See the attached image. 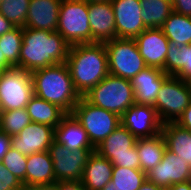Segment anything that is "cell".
<instances>
[{
    "instance_id": "1",
    "label": "cell",
    "mask_w": 191,
    "mask_h": 190,
    "mask_svg": "<svg viewBox=\"0 0 191 190\" xmlns=\"http://www.w3.org/2000/svg\"><path fill=\"white\" fill-rule=\"evenodd\" d=\"M70 45L57 32L23 27V41L19 55V68L33 72L64 63Z\"/></svg>"
},
{
    "instance_id": "2",
    "label": "cell",
    "mask_w": 191,
    "mask_h": 190,
    "mask_svg": "<svg viewBox=\"0 0 191 190\" xmlns=\"http://www.w3.org/2000/svg\"><path fill=\"white\" fill-rule=\"evenodd\" d=\"M66 64L76 91L85 96L109 74L105 43L71 45Z\"/></svg>"
},
{
    "instance_id": "3",
    "label": "cell",
    "mask_w": 191,
    "mask_h": 190,
    "mask_svg": "<svg viewBox=\"0 0 191 190\" xmlns=\"http://www.w3.org/2000/svg\"><path fill=\"white\" fill-rule=\"evenodd\" d=\"M34 95L72 113L81 96L76 91L66 62L31 72Z\"/></svg>"
},
{
    "instance_id": "4",
    "label": "cell",
    "mask_w": 191,
    "mask_h": 190,
    "mask_svg": "<svg viewBox=\"0 0 191 190\" xmlns=\"http://www.w3.org/2000/svg\"><path fill=\"white\" fill-rule=\"evenodd\" d=\"M89 103L122 116L135 104L134 89L131 80L108 74L85 96Z\"/></svg>"
},
{
    "instance_id": "5",
    "label": "cell",
    "mask_w": 191,
    "mask_h": 190,
    "mask_svg": "<svg viewBox=\"0 0 191 190\" xmlns=\"http://www.w3.org/2000/svg\"><path fill=\"white\" fill-rule=\"evenodd\" d=\"M56 31L70 46L91 43L88 3L83 0H62Z\"/></svg>"
},
{
    "instance_id": "6",
    "label": "cell",
    "mask_w": 191,
    "mask_h": 190,
    "mask_svg": "<svg viewBox=\"0 0 191 190\" xmlns=\"http://www.w3.org/2000/svg\"><path fill=\"white\" fill-rule=\"evenodd\" d=\"M72 114L80 122L95 148L121 124L120 116L92 105L84 97L80 98Z\"/></svg>"
},
{
    "instance_id": "7",
    "label": "cell",
    "mask_w": 191,
    "mask_h": 190,
    "mask_svg": "<svg viewBox=\"0 0 191 190\" xmlns=\"http://www.w3.org/2000/svg\"><path fill=\"white\" fill-rule=\"evenodd\" d=\"M109 74L131 80L146 66L134 39L115 38L105 42Z\"/></svg>"
},
{
    "instance_id": "8",
    "label": "cell",
    "mask_w": 191,
    "mask_h": 190,
    "mask_svg": "<svg viewBox=\"0 0 191 190\" xmlns=\"http://www.w3.org/2000/svg\"><path fill=\"white\" fill-rule=\"evenodd\" d=\"M34 96L31 72L12 67L0 76V111L26 108Z\"/></svg>"
},
{
    "instance_id": "9",
    "label": "cell",
    "mask_w": 191,
    "mask_h": 190,
    "mask_svg": "<svg viewBox=\"0 0 191 190\" xmlns=\"http://www.w3.org/2000/svg\"><path fill=\"white\" fill-rule=\"evenodd\" d=\"M136 141L137 138L120 124L95 148V151L108 159L113 166L140 169Z\"/></svg>"
},
{
    "instance_id": "10",
    "label": "cell",
    "mask_w": 191,
    "mask_h": 190,
    "mask_svg": "<svg viewBox=\"0 0 191 190\" xmlns=\"http://www.w3.org/2000/svg\"><path fill=\"white\" fill-rule=\"evenodd\" d=\"M191 103V95L184 80L169 76L162 84L154 104L162 124L177 122Z\"/></svg>"
},
{
    "instance_id": "11",
    "label": "cell",
    "mask_w": 191,
    "mask_h": 190,
    "mask_svg": "<svg viewBox=\"0 0 191 190\" xmlns=\"http://www.w3.org/2000/svg\"><path fill=\"white\" fill-rule=\"evenodd\" d=\"M95 149H80L71 151L54 141L48 152L53 161L55 181H81L83 170Z\"/></svg>"
},
{
    "instance_id": "12",
    "label": "cell",
    "mask_w": 191,
    "mask_h": 190,
    "mask_svg": "<svg viewBox=\"0 0 191 190\" xmlns=\"http://www.w3.org/2000/svg\"><path fill=\"white\" fill-rule=\"evenodd\" d=\"M121 124L137 139L150 138L161 133L162 122L156 109L150 105L133 104L120 117Z\"/></svg>"
},
{
    "instance_id": "13",
    "label": "cell",
    "mask_w": 191,
    "mask_h": 190,
    "mask_svg": "<svg viewBox=\"0 0 191 190\" xmlns=\"http://www.w3.org/2000/svg\"><path fill=\"white\" fill-rule=\"evenodd\" d=\"M147 179L162 188H167L191 181V168L187 161L166 149L161 162L147 173Z\"/></svg>"
},
{
    "instance_id": "14",
    "label": "cell",
    "mask_w": 191,
    "mask_h": 190,
    "mask_svg": "<svg viewBox=\"0 0 191 190\" xmlns=\"http://www.w3.org/2000/svg\"><path fill=\"white\" fill-rule=\"evenodd\" d=\"M116 23V37L135 39L147 27L142 21L140 0H111Z\"/></svg>"
},
{
    "instance_id": "15",
    "label": "cell",
    "mask_w": 191,
    "mask_h": 190,
    "mask_svg": "<svg viewBox=\"0 0 191 190\" xmlns=\"http://www.w3.org/2000/svg\"><path fill=\"white\" fill-rule=\"evenodd\" d=\"M55 128L31 122L18 135L11 136V147L29 156L47 151L54 142Z\"/></svg>"
},
{
    "instance_id": "16",
    "label": "cell",
    "mask_w": 191,
    "mask_h": 190,
    "mask_svg": "<svg viewBox=\"0 0 191 190\" xmlns=\"http://www.w3.org/2000/svg\"><path fill=\"white\" fill-rule=\"evenodd\" d=\"M146 66L164 71L169 40L161 28H147L135 39Z\"/></svg>"
},
{
    "instance_id": "17",
    "label": "cell",
    "mask_w": 191,
    "mask_h": 190,
    "mask_svg": "<svg viewBox=\"0 0 191 190\" xmlns=\"http://www.w3.org/2000/svg\"><path fill=\"white\" fill-rule=\"evenodd\" d=\"M91 43H105L116 37V23L111 1L88 3Z\"/></svg>"
},
{
    "instance_id": "18",
    "label": "cell",
    "mask_w": 191,
    "mask_h": 190,
    "mask_svg": "<svg viewBox=\"0 0 191 190\" xmlns=\"http://www.w3.org/2000/svg\"><path fill=\"white\" fill-rule=\"evenodd\" d=\"M169 77L162 69L145 67L131 79L135 104L154 106L163 82Z\"/></svg>"
},
{
    "instance_id": "19",
    "label": "cell",
    "mask_w": 191,
    "mask_h": 190,
    "mask_svg": "<svg viewBox=\"0 0 191 190\" xmlns=\"http://www.w3.org/2000/svg\"><path fill=\"white\" fill-rule=\"evenodd\" d=\"M62 0H31L25 27L56 31Z\"/></svg>"
},
{
    "instance_id": "20",
    "label": "cell",
    "mask_w": 191,
    "mask_h": 190,
    "mask_svg": "<svg viewBox=\"0 0 191 190\" xmlns=\"http://www.w3.org/2000/svg\"><path fill=\"white\" fill-rule=\"evenodd\" d=\"M54 141L64 145L71 151L95 149L88 134L72 113H67L55 128Z\"/></svg>"
},
{
    "instance_id": "21",
    "label": "cell",
    "mask_w": 191,
    "mask_h": 190,
    "mask_svg": "<svg viewBox=\"0 0 191 190\" xmlns=\"http://www.w3.org/2000/svg\"><path fill=\"white\" fill-rule=\"evenodd\" d=\"M112 163L93 151L83 170L81 183L86 190H102L112 179Z\"/></svg>"
},
{
    "instance_id": "22",
    "label": "cell",
    "mask_w": 191,
    "mask_h": 190,
    "mask_svg": "<svg viewBox=\"0 0 191 190\" xmlns=\"http://www.w3.org/2000/svg\"><path fill=\"white\" fill-rule=\"evenodd\" d=\"M54 183L53 161L48 150L27 156L26 187Z\"/></svg>"
},
{
    "instance_id": "23",
    "label": "cell",
    "mask_w": 191,
    "mask_h": 190,
    "mask_svg": "<svg viewBox=\"0 0 191 190\" xmlns=\"http://www.w3.org/2000/svg\"><path fill=\"white\" fill-rule=\"evenodd\" d=\"M161 134L165 139L166 149L187 161L191 168V131L176 122H169L162 124Z\"/></svg>"
},
{
    "instance_id": "24",
    "label": "cell",
    "mask_w": 191,
    "mask_h": 190,
    "mask_svg": "<svg viewBox=\"0 0 191 190\" xmlns=\"http://www.w3.org/2000/svg\"><path fill=\"white\" fill-rule=\"evenodd\" d=\"M136 150L139 156L140 170L147 174L161 162L166 151L165 139L161 133L150 138H138Z\"/></svg>"
},
{
    "instance_id": "25",
    "label": "cell",
    "mask_w": 191,
    "mask_h": 190,
    "mask_svg": "<svg viewBox=\"0 0 191 190\" xmlns=\"http://www.w3.org/2000/svg\"><path fill=\"white\" fill-rule=\"evenodd\" d=\"M164 73L182 80L191 76V44L177 46L169 42Z\"/></svg>"
},
{
    "instance_id": "26",
    "label": "cell",
    "mask_w": 191,
    "mask_h": 190,
    "mask_svg": "<svg viewBox=\"0 0 191 190\" xmlns=\"http://www.w3.org/2000/svg\"><path fill=\"white\" fill-rule=\"evenodd\" d=\"M26 110L32 122L45 124L53 128H56L67 114L56 104L45 101L35 95L27 104Z\"/></svg>"
},
{
    "instance_id": "27",
    "label": "cell",
    "mask_w": 191,
    "mask_h": 190,
    "mask_svg": "<svg viewBox=\"0 0 191 190\" xmlns=\"http://www.w3.org/2000/svg\"><path fill=\"white\" fill-rule=\"evenodd\" d=\"M161 29L169 42L177 46L191 44V17L173 11Z\"/></svg>"
},
{
    "instance_id": "28",
    "label": "cell",
    "mask_w": 191,
    "mask_h": 190,
    "mask_svg": "<svg viewBox=\"0 0 191 190\" xmlns=\"http://www.w3.org/2000/svg\"><path fill=\"white\" fill-rule=\"evenodd\" d=\"M142 21L147 28H161L173 12L172 0H140Z\"/></svg>"
},
{
    "instance_id": "29",
    "label": "cell",
    "mask_w": 191,
    "mask_h": 190,
    "mask_svg": "<svg viewBox=\"0 0 191 190\" xmlns=\"http://www.w3.org/2000/svg\"><path fill=\"white\" fill-rule=\"evenodd\" d=\"M147 180V174L140 169L114 166L111 182L119 190H139Z\"/></svg>"
},
{
    "instance_id": "30",
    "label": "cell",
    "mask_w": 191,
    "mask_h": 190,
    "mask_svg": "<svg viewBox=\"0 0 191 190\" xmlns=\"http://www.w3.org/2000/svg\"><path fill=\"white\" fill-rule=\"evenodd\" d=\"M23 41V27H15L0 36V51L5 59L13 66L19 68V55Z\"/></svg>"
},
{
    "instance_id": "31",
    "label": "cell",
    "mask_w": 191,
    "mask_h": 190,
    "mask_svg": "<svg viewBox=\"0 0 191 190\" xmlns=\"http://www.w3.org/2000/svg\"><path fill=\"white\" fill-rule=\"evenodd\" d=\"M31 122L26 108L0 111V131L10 137L18 135Z\"/></svg>"
},
{
    "instance_id": "32",
    "label": "cell",
    "mask_w": 191,
    "mask_h": 190,
    "mask_svg": "<svg viewBox=\"0 0 191 190\" xmlns=\"http://www.w3.org/2000/svg\"><path fill=\"white\" fill-rule=\"evenodd\" d=\"M30 1L2 0L0 2V13L15 27H25Z\"/></svg>"
},
{
    "instance_id": "33",
    "label": "cell",
    "mask_w": 191,
    "mask_h": 190,
    "mask_svg": "<svg viewBox=\"0 0 191 190\" xmlns=\"http://www.w3.org/2000/svg\"><path fill=\"white\" fill-rule=\"evenodd\" d=\"M1 162L26 187L27 156L10 147Z\"/></svg>"
},
{
    "instance_id": "34",
    "label": "cell",
    "mask_w": 191,
    "mask_h": 190,
    "mask_svg": "<svg viewBox=\"0 0 191 190\" xmlns=\"http://www.w3.org/2000/svg\"><path fill=\"white\" fill-rule=\"evenodd\" d=\"M23 183L0 161V190H23Z\"/></svg>"
},
{
    "instance_id": "35",
    "label": "cell",
    "mask_w": 191,
    "mask_h": 190,
    "mask_svg": "<svg viewBox=\"0 0 191 190\" xmlns=\"http://www.w3.org/2000/svg\"><path fill=\"white\" fill-rule=\"evenodd\" d=\"M173 11L191 17V0H172Z\"/></svg>"
},
{
    "instance_id": "36",
    "label": "cell",
    "mask_w": 191,
    "mask_h": 190,
    "mask_svg": "<svg viewBox=\"0 0 191 190\" xmlns=\"http://www.w3.org/2000/svg\"><path fill=\"white\" fill-rule=\"evenodd\" d=\"M58 190H86L81 181L56 182Z\"/></svg>"
},
{
    "instance_id": "37",
    "label": "cell",
    "mask_w": 191,
    "mask_h": 190,
    "mask_svg": "<svg viewBox=\"0 0 191 190\" xmlns=\"http://www.w3.org/2000/svg\"><path fill=\"white\" fill-rule=\"evenodd\" d=\"M181 127L191 131V103L190 105L184 110L182 116L176 122Z\"/></svg>"
},
{
    "instance_id": "38",
    "label": "cell",
    "mask_w": 191,
    "mask_h": 190,
    "mask_svg": "<svg viewBox=\"0 0 191 190\" xmlns=\"http://www.w3.org/2000/svg\"><path fill=\"white\" fill-rule=\"evenodd\" d=\"M11 147V137L0 131V161Z\"/></svg>"
},
{
    "instance_id": "39",
    "label": "cell",
    "mask_w": 191,
    "mask_h": 190,
    "mask_svg": "<svg viewBox=\"0 0 191 190\" xmlns=\"http://www.w3.org/2000/svg\"><path fill=\"white\" fill-rule=\"evenodd\" d=\"M14 28L15 26L0 13V36Z\"/></svg>"
},
{
    "instance_id": "40",
    "label": "cell",
    "mask_w": 191,
    "mask_h": 190,
    "mask_svg": "<svg viewBox=\"0 0 191 190\" xmlns=\"http://www.w3.org/2000/svg\"><path fill=\"white\" fill-rule=\"evenodd\" d=\"M23 190H58L56 183L48 185H35L24 187Z\"/></svg>"
},
{
    "instance_id": "41",
    "label": "cell",
    "mask_w": 191,
    "mask_h": 190,
    "mask_svg": "<svg viewBox=\"0 0 191 190\" xmlns=\"http://www.w3.org/2000/svg\"><path fill=\"white\" fill-rule=\"evenodd\" d=\"M165 190H191V181L174 184L165 188Z\"/></svg>"
},
{
    "instance_id": "42",
    "label": "cell",
    "mask_w": 191,
    "mask_h": 190,
    "mask_svg": "<svg viewBox=\"0 0 191 190\" xmlns=\"http://www.w3.org/2000/svg\"><path fill=\"white\" fill-rule=\"evenodd\" d=\"M139 190H165V188H162L154 183H152L151 181H149L148 179L141 185Z\"/></svg>"
},
{
    "instance_id": "43",
    "label": "cell",
    "mask_w": 191,
    "mask_h": 190,
    "mask_svg": "<svg viewBox=\"0 0 191 190\" xmlns=\"http://www.w3.org/2000/svg\"><path fill=\"white\" fill-rule=\"evenodd\" d=\"M12 67L13 66L5 59V56L0 51V68L4 71V70L12 68Z\"/></svg>"
},
{
    "instance_id": "44",
    "label": "cell",
    "mask_w": 191,
    "mask_h": 190,
    "mask_svg": "<svg viewBox=\"0 0 191 190\" xmlns=\"http://www.w3.org/2000/svg\"><path fill=\"white\" fill-rule=\"evenodd\" d=\"M102 190H119L116 188L113 183L110 181Z\"/></svg>"
},
{
    "instance_id": "45",
    "label": "cell",
    "mask_w": 191,
    "mask_h": 190,
    "mask_svg": "<svg viewBox=\"0 0 191 190\" xmlns=\"http://www.w3.org/2000/svg\"><path fill=\"white\" fill-rule=\"evenodd\" d=\"M184 81H185V83L188 87V91L190 92V95H191V76L186 78Z\"/></svg>"
},
{
    "instance_id": "46",
    "label": "cell",
    "mask_w": 191,
    "mask_h": 190,
    "mask_svg": "<svg viewBox=\"0 0 191 190\" xmlns=\"http://www.w3.org/2000/svg\"><path fill=\"white\" fill-rule=\"evenodd\" d=\"M87 3H93V2H101V1H111V0H83Z\"/></svg>"
}]
</instances>
